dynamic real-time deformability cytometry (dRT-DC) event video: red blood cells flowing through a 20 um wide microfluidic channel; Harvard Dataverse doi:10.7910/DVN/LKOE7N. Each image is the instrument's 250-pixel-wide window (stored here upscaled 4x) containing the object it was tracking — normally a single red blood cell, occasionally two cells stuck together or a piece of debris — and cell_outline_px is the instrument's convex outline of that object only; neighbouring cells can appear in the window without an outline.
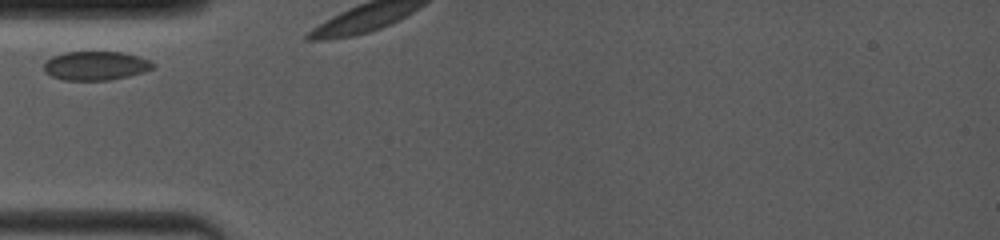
{"species": "common noctule bat (a hibernating species)", "species_latin": "Nyctalus noctula", "temperature_condition": "room temperature", "stored_images_in_passage": 3, "camera_frame_rate_fps": 4000, "um_per_image_px": 0.085, "animal": {"sex": "female", "body_mass_g": 19.0, "forearm_length_mm": 53.3}, "frame": {"image": 1, "passage_image": 1, "time_ms": 0.0, "image_size_px": [1000, 240], "cell_outline_px": [[156, 68], [144, 72], [128, 76], [108, 80], [64, 80], [52, 76], [44, 72], [44, 60], [52, 56], [64, 52], [120, 52], [136, 56], [148, 60], [156, 64]], "centroid_in_image_um": [8.12, 5.59], "position_along_channel_um": 76.9, "area_um2": 18.44}}